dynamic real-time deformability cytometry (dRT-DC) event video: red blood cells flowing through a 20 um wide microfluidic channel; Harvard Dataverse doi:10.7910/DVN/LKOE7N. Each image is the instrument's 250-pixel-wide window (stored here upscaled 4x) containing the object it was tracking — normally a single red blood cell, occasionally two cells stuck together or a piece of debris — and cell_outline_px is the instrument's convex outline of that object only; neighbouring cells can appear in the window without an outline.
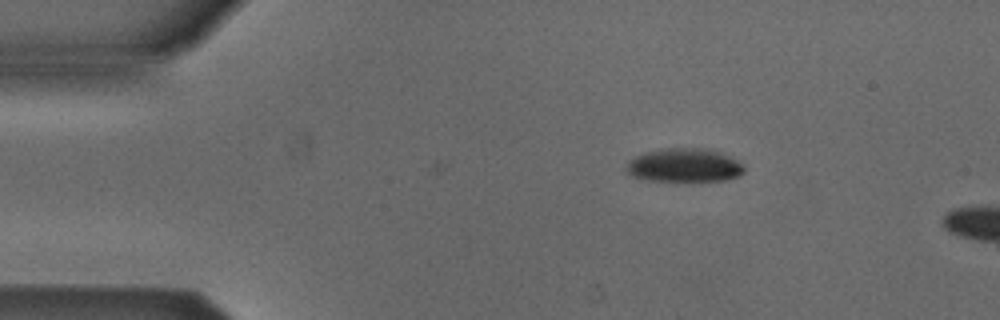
{"species": "Egyptian fruit bat (a non-hibernating species)", "species_latin": "Rousettus aegyptiacus", "temperature_condition": "cold", "stored_images_in_passage": 3, "camera_frame_rate_fps": 3000, "um_per_image_px": 0.085, "animal": {"sex": "male"}, "frame": {"image": 1, "passage_image": 1, "time_ms": 0.0, "image_size_px": [1000, 320], "cell_outline_px": [[744, 172], [740, 176], [728, 180], [700, 184], [688, 184], [644, 180], [632, 176], [624, 168], [628, 160], [644, 152], [660, 148], [704, 148], [720, 152], [744, 164]], "centroid_in_image_um": [58.17, 14.12], "position_along_channel_um": 26.8, "area_um2": 24.57}}